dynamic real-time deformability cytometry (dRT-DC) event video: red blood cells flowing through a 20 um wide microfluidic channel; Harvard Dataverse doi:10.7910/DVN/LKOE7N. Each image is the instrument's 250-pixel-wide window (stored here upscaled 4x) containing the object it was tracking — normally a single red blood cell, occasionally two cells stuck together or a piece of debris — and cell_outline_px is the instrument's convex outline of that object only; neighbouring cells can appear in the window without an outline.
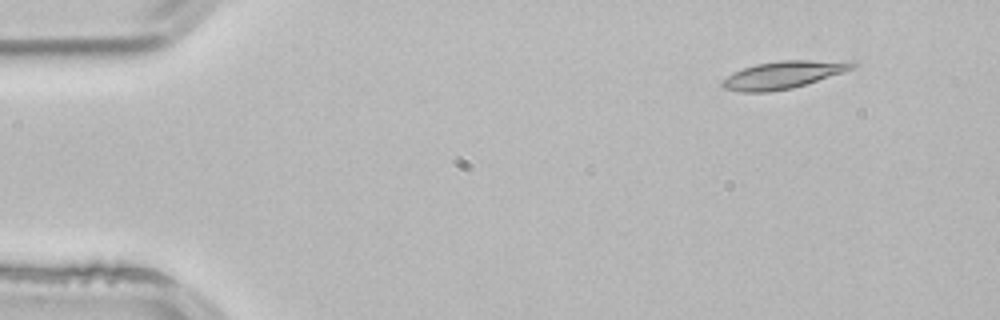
{"species": "common noctule bat (a hibernating species)", "species_latin": "Nyctalus noctula", "temperature_condition": "room temperature", "stored_images_in_passage": 3, "segment_of_instrument_passage": [1, 2], "camera_frame_rate_fps": 3000, "um_per_image_px": 0.085, "animal": {"sex": "male", "body_mass_g": 21.5, "forearm_length_mm": 52.0}, "frame": {"image": 1, "passage_image": 1, "time_ms": 0.0, "image_size_px": [1000, 320], "cell_outline_px": [[856, 64], [852, 68], [792, 88], [768, 92], [740, 92], [724, 88], [720, 84], [720, 80], [732, 72], [756, 64], [780, 60], [856, 60]], "centroid_in_image_um": [66.51, 6.34], "position_along_channel_um": 18.5, "area_um2": 20.75}}